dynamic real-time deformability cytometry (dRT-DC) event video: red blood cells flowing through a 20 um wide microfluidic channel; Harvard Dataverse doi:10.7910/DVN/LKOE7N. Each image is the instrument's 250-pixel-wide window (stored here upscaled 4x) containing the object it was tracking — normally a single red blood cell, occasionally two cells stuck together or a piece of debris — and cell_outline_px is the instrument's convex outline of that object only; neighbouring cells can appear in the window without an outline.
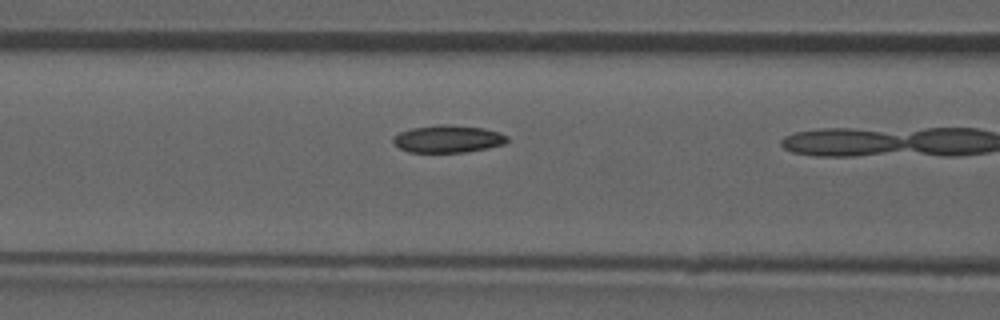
{"species": "common noctule bat (a hibernating species)", "species_latin": "Nyctalus noctula", "temperature_condition": "room temperature", "stored_images_in_passage": 10, "camera_frame_rate_fps": 3000, "um_per_image_px": 0.085, "animal": {"sex": "male", "forearm_length_mm": 52.5}, "frame": {"image": 1, "passage_image": 9, "time_ms": 2.667, "image_size_px": [1000, 320], "cell_outline_px": [[508, 140], [504, 144], [488, 148], [464, 152], [408, 152], [400, 148], [392, 140], [392, 136], [400, 132], [412, 128], [436, 124], [448, 124], [484, 128], [500, 132], [508, 136]], "centroid_in_image_um": [38.08, 11.8], "position_along_channel_um": 128.5, "area_um2": 18.32}}